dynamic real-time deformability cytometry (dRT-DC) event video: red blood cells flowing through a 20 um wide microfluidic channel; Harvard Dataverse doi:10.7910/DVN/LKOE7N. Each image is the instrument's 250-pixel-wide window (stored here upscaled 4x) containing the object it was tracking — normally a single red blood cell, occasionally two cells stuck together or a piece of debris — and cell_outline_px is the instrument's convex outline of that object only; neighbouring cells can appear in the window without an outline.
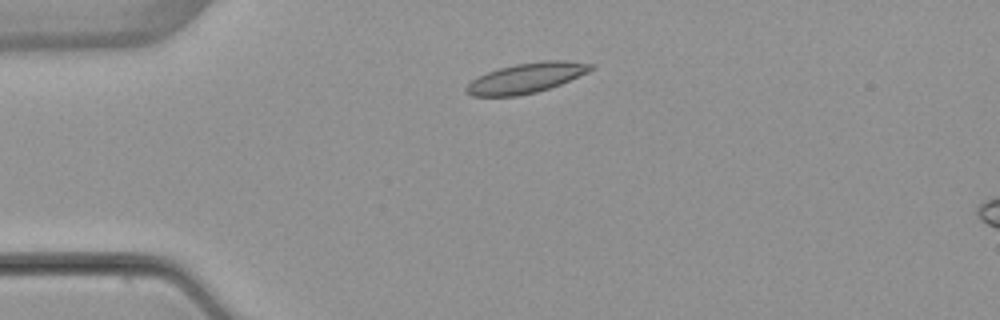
{"species": "common noctule bat (a hibernating species)", "species_latin": "Nyctalus noctula", "temperature_condition": "warm", "stored_images_in_passage": 5, "camera_frame_rate_fps": 3000, "um_per_image_px": 0.085, "animal": {"sex": "female", "body_mass_g": 22.7, "forearm_length_mm": 54.2}, "frame": {"image": 1, "passage_image": 2, "time_ms": 2.0, "image_size_px": [1000, 320], "cell_outline_px": [[596, 68], [588, 72], [560, 84], [536, 92], [516, 96], [472, 96], [464, 92], [464, 88], [476, 76], [500, 68], [516, 64], [544, 60], [564, 60], [596, 64]], "centroid_in_image_um": [44.73, 6.62], "position_along_channel_um": 40.3, "area_um2": 21.85}}
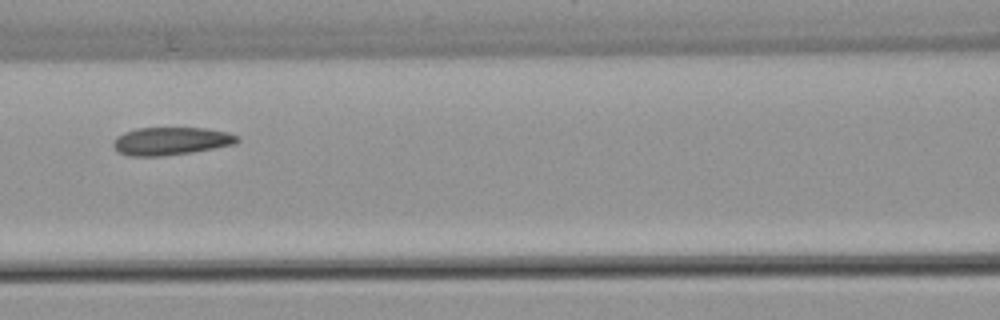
{"frame": {"image": 2, "passage_image": 5, "time_ms": 5.667, "image_size_px": [1000, 320], "cell_outline_px": [[240, 140], [236, 144], [192, 152], [164, 156], [128, 156], [116, 152], [112, 144], [112, 140], [116, 136], [124, 132], [136, 128], [204, 128], [228, 132], [240, 136]], "centroid_in_image_um": [14.5, 11.99], "position_along_channel_um": 152.1, "area_um2": 20.46}}